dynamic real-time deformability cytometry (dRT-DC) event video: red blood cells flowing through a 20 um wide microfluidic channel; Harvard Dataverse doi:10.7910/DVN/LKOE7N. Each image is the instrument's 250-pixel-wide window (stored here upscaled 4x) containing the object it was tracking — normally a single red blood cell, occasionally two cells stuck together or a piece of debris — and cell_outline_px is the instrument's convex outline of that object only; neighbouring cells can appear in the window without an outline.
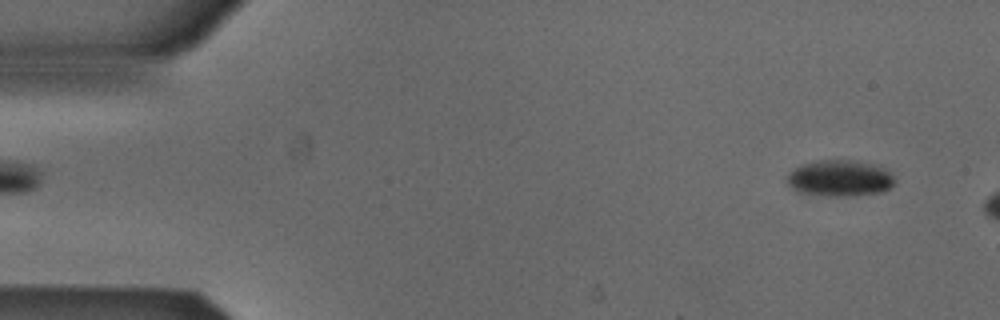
{"species": "Egyptian fruit bat (a non-hibernating species)", "species_latin": "Rousettus aegyptiacus", "temperature_condition": "cold", "stored_images_in_passage": 8, "camera_frame_rate_fps": 3000, "um_per_image_px": 0.085, "animal": {"sex": "male"}, "frame": {"image": 1, "passage_image": 3, "time_ms": 0.667, "image_size_px": [1000, 320], "cell_outline_px": [[896, 180], [888, 188], [880, 192], [848, 196], [828, 196], [800, 192], [788, 184], [788, 176], [792, 168], [816, 160], [856, 160], [876, 164], [884, 168]], "centroid_in_image_um": [71.39, 15.13], "position_along_channel_um": 13.6, "area_um2": 22.6}}